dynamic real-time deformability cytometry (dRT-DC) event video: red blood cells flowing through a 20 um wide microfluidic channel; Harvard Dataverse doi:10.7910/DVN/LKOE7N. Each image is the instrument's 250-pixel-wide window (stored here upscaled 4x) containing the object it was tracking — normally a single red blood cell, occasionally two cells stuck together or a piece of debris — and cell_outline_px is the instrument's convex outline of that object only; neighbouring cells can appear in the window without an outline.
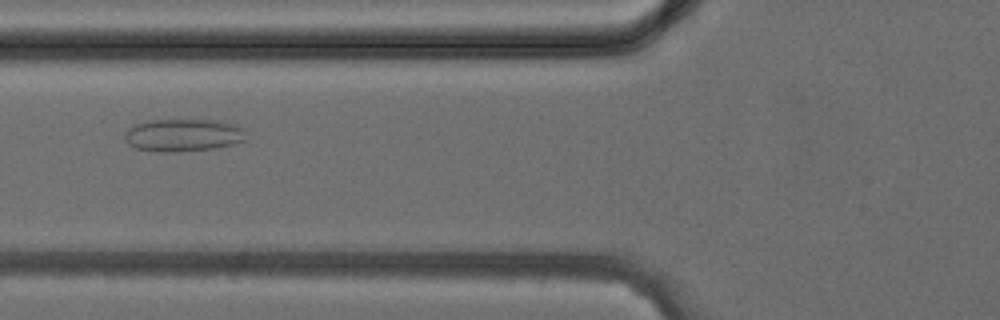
{"species": "common noctule bat (a hibernating species)", "species_latin": "Nyctalus noctula", "temperature_condition": "cold", "stored_images_in_passage": 39, "camera_frame_rate_fps": 3000, "um_per_image_px": 0.085, "animal": {"sex": "female", "body_mass_g": 24.6, "forearm_length_mm": 56.2}, "frame": {"image": 1, "passage_image": 15, "time_ms": 4.667, "image_size_px": [1000, 320], "cell_outline_px": [[248, 140], [216, 148], [176, 152], [156, 152], [136, 148], [128, 144], [124, 140], [124, 132], [132, 124], [148, 120], [220, 120], [236, 124], [244, 128]], "centroid_in_image_um": [15.57, 11.48], "position_along_channel_um": 110.2, "area_um2": 23.64}}
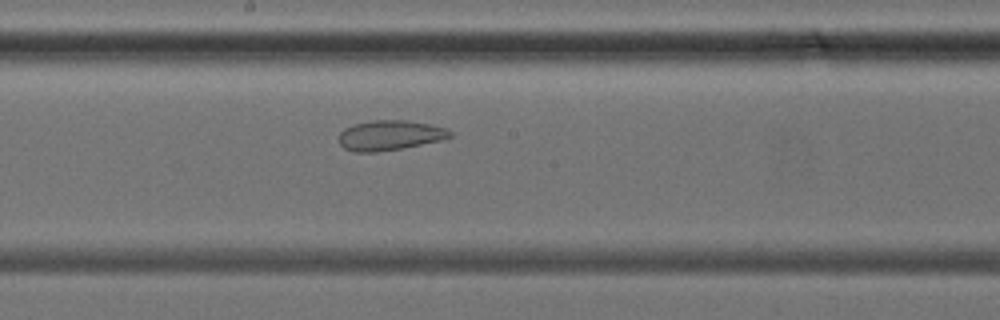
{"frame": {"image": 2, "passage_image": 21, "time_ms": 6.667, "image_size_px": [1000, 320], "cell_outline_px": [[452, 136], [440, 140], [400, 148], [376, 152], [352, 152], [344, 148], [340, 144], [340, 132], [344, 128], [352, 124], [372, 120], [408, 120], [448, 128], [452, 132]], "centroid_in_image_um": [33.11, 11.49], "position_along_channel_um": 215.1, "area_um2": 19.36}}
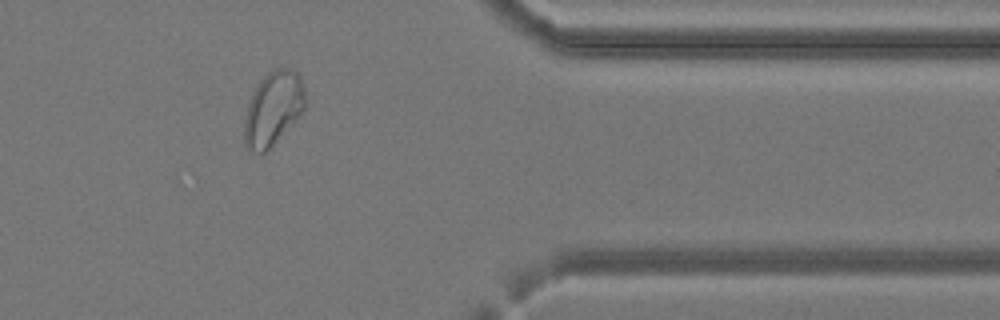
{"frame": {"image": 3, "passage_image": 32, "time_ms": 10.333, "image_size_px": [1000, 320], "cell_outline_px": [[308, 100], [304, 112], [264, 152], [248, 152], [244, 144], [244, 120], [248, 104], [260, 80], [268, 72], [276, 68], [292, 68], [300, 76], [304, 84]], "centroid_in_image_um": [23.26, 9.2], "position_along_channel_um": 388.1, "area_um2": 26.41}}